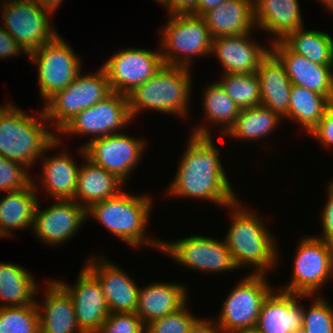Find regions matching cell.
<instances>
[{"instance_id":"cell-1","label":"cell","mask_w":333,"mask_h":333,"mask_svg":"<svg viewBox=\"0 0 333 333\" xmlns=\"http://www.w3.org/2000/svg\"><path fill=\"white\" fill-rule=\"evenodd\" d=\"M207 127L210 126L199 124L190 132L187 148L179 159L177 172L167 191L172 197L205 199L226 208L238 197L229 183L221 164L220 151Z\"/></svg>"},{"instance_id":"cell-2","label":"cell","mask_w":333,"mask_h":333,"mask_svg":"<svg viewBox=\"0 0 333 333\" xmlns=\"http://www.w3.org/2000/svg\"><path fill=\"white\" fill-rule=\"evenodd\" d=\"M226 208L231 209L232 216L224 240L235 265L238 269L255 267L251 273L268 275L267 271L277 265L279 250L263 218L242 206L238 199Z\"/></svg>"},{"instance_id":"cell-3","label":"cell","mask_w":333,"mask_h":333,"mask_svg":"<svg viewBox=\"0 0 333 333\" xmlns=\"http://www.w3.org/2000/svg\"><path fill=\"white\" fill-rule=\"evenodd\" d=\"M6 103L0 106V155L30 169L57 134L46 128L50 124L43 109L31 116L10 101Z\"/></svg>"},{"instance_id":"cell-4","label":"cell","mask_w":333,"mask_h":333,"mask_svg":"<svg viewBox=\"0 0 333 333\" xmlns=\"http://www.w3.org/2000/svg\"><path fill=\"white\" fill-rule=\"evenodd\" d=\"M152 206L150 195H132L122 189L118 195L91 205L86 216L96 219L128 246L139 248L145 244L159 250L161 241L153 240L145 232Z\"/></svg>"},{"instance_id":"cell-5","label":"cell","mask_w":333,"mask_h":333,"mask_svg":"<svg viewBox=\"0 0 333 333\" xmlns=\"http://www.w3.org/2000/svg\"><path fill=\"white\" fill-rule=\"evenodd\" d=\"M191 73L190 68L164 64L151 78L134 88L127 95L133 120L145 108L185 118L192 94Z\"/></svg>"},{"instance_id":"cell-6","label":"cell","mask_w":333,"mask_h":333,"mask_svg":"<svg viewBox=\"0 0 333 333\" xmlns=\"http://www.w3.org/2000/svg\"><path fill=\"white\" fill-rule=\"evenodd\" d=\"M161 30L160 50L165 65L190 68L197 56L211 53L212 37L202 16L168 15Z\"/></svg>"},{"instance_id":"cell-7","label":"cell","mask_w":333,"mask_h":333,"mask_svg":"<svg viewBox=\"0 0 333 333\" xmlns=\"http://www.w3.org/2000/svg\"><path fill=\"white\" fill-rule=\"evenodd\" d=\"M81 74L43 103L46 120L56 127L57 134L79 112L94 106L112 92L103 67L95 73Z\"/></svg>"},{"instance_id":"cell-8","label":"cell","mask_w":333,"mask_h":333,"mask_svg":"<svg viewBox=\"0 0 333 333\" xmlns=\"http://www.w3.org/2000/svg\"><path fill=\"white\" fill-rule=\"evenodd\" d=\"M266 274L251 273L241 279L214 320L225 333L254 331L262 304L273 291Z\"/></svg>"},{"instance_id":"cell-9","label":"cell","mask_w":333,"mask_h":333,"mask_svg":"<svg viewBox=\"0 0 333 333\" xmlns=\"http://www.w3.org/2000/svg\"><path fill=\"white\" fill-rule=\"evenodd\" d=\"M293 263L290 282L279 289L299 295H317L333 278V243L314 235L301 237Z\"/></svg>"},{"instance_id":"cell-10","label":"cell","mask_w":333,"mask_h":333,"mask_svg":"<svg viewBox=\"0 0 333 333\" xmlns=\"http://www.w3.org/2000/svg\"><path fill=\"white\" fill-rule=\"evenodd\" d=\"M27 56L37 66L39 92L44 103L69 86L82 71L81 59L61 35Z\"/></svg>"},{"instance_id":"cell-11","label":"cell","mask_w":333,"mask_h":333,"mask_svg":"<svg viewBox=\"0 0 333 333\" xmlns=\"http://www.w3.org/2000/svg\"><path fill=\"white\" fill-rule=\"evenodd\" d=\"M1 26L17 41L28 54L54 40L58 33L51 26L53 14L43 9L34 0H17L2 6ZM51 15V16H50Z\"/></svg>"},{"instance_id":"cell-12","label":"cell","mask_w":333,"mask_h":333,"mask_svg":"<svg viewBox=\"0 0 333 333\" xmlns=\"http://www.w3.org/2000/svg\"><path fill=\"white\" fill-rule=\"evenodd\" d=\"M160 251L194 271L218 274L238 269L224 239L197 234L171 242L162 240Z\"/></svg>"},{"instance_id":"cell-13","label":"cell","mask_w":333,"mask_h":333,"mask_svg":"<svg viewBox=\"0 0 333 333\" xmlns=\"http://www.w3.org/2000/svg\"><path fill=\"white\" fill-rule=\"evenodd\" d=\"M128 97L111 92L94 106L86 108L71 119L58 133L62 135L93 136L90 140L105 137L132 124Z\"/></svg>"},{"instance_id":"cell-14","label":"cell","mask_w":333,"mask_h":333,"mask_svg":"<svg viewBox=\"0 0 333 333\" xmlns=\"http://www.w3.org/2000/svg\"><path fill=\"white\" fill-rule=\"evenodd\" d=\"M164 65L160 50L124 48L110 56L102 67L112 92L128 95Z\"/></svg>"},{"instance_id":"cell-15","label":"cell","mask_w":333,"mask_h":333,"mask_svg":"<svg viewBox=\"0 0 333 333\" xmlns=\"http://www.w3.org/2000/svg\"><path fill=\"white\" fill-rule=\"evenodd\" d=\"M145 145V140L120 132L90 140L82 147L86 158L126 183L129 174L140 163Z\"/></svg>"},{"instance_id":"cell-16","label":"cell","mask_w":333,"mask_h":333,"mask_svg":"<svg viewBox=\"0 0 333 333\" xmlns=\"http://www.w3.org/2000/svg\"><path fill=\"white\" fill-rule=\"evenodd\" d=\"M85 221L86 209L75 200H56L44 210L38 201L32 232L46 245L59 246L72 239Z\"/></svg>"},{"instance_id":"cell-17","label":"cell","mask_w":333,"mask_h":333,"mask_svg":"<svg viewBox=\"0 0 333 333\" xmlns=\"http://www.w3.org/2000/svg\"><path fill=\"white\" fill-rule=\"evenodd\" d=\"M72 298L78 327L83 333H97L110 313L98 280L85 268L75 285L55 280Z\"/></svg>"},{"instance_id":"cell-18","label":"cell","mask_w":333,"mask_h":333,"mask_svg":"<svg viewBox=\"0 0 333 333\" xmlns=\"http://www.w3.org/2000/svg\"><path fill=\"white\" fill-rule=\"evenodd\" d=\"M87 261L84 267L101 285L110 313H136L140 287L135 280L105 257Z\"/></svg>"},{"instance_id":"cell-19","label":"cell","mask_w":333,"mask_h":333,"mask_svg":"<svg viewBox=\"0 0 333 333\" xmlns=\"http://www.w3.org/2000/svg\"><path fill=\"white\" fill-rule=\"evenodd\" d=\"M251 34L220 36L212 39L211 53L219 60L224 71L222 74L256 73L262 59L271 48L254 41ZM252 39V40H251Z\"/></svg>"},{"instance_id":"cell-20","label":"cell","mask_w":333,"mask_h":333,"mask_svg":"<svg viewBox=\"0 0 333 333\" xmlns=\"http://www.w3.org/2000/svg\"><path fill=\"white\" fill-rule=\"evenodd\" d=\"M276 291L274 289L262 304L256 333H292L302 326L304 305L299 301L311 295Z\"/></svg>"},{"instance_id":"cell-21","label":"cell","mask_w":333,"mask_h":333,"mask_svg":"<svg viewBox=\"0 0 333 333\" xmlns=\"http://www.w3.org/2000/svg\"><path fill=\"white\" fill-rule=\"evenodd\" d=\"M283 62L292 84L326 96L333 103V65H319L292 52L282 41L269 45Z\"/></svg>"},{"instance_id":"cell-22","label":"cell","mask_w":333,"mask_h":333,"mask_svg":"<svg viewBox=\"0 0 333 333\" xmlns=\"http://www.w3.org/2000/svg\"><path fill=\"white\" fill-rule=\"evenodd\" d=\"M59 136V137H58ZM61 135L45 149L42 157V175L38 178L44 187V192L55 198L54 200H73L77 188L80 166L73 160L66 150H61L54 156L47 157L45 152L62 145ZM61 143V144H60Z\"/></svg>"},{"instance_id":"cell-23","label":"cell","mask_w":333,"mask_h":333,"mask_svg":"<svg viewBox=\"0 0 333 333\" xmlns=\"http://www.w3.org/2000/svg\"><path fill=\"white\" fill-rule=\"evenodd\" d=\"M300 11L298 0H254L255 25L273 35L270 44L304 26Z\"/></svg>"},{"instance_id":"cell-24","label":"cell","mask_w":333,"mask_h":333,"mask_svg":"<svg viewBox=\"0 0 333 333\" xmlns=\"http://www.w3.org/2000/svg\"><path fill=\"white\" fill-rule=\"evenodd\" d=\"M46 282L43 303L36 301L40 333H83L78 327L72 298L55 280Z\"/></svg>"},{"instance_id":"cell-25","label":"cell","mask_w":333,"mask_h":333,"mask_svg":"<svg viewBox=\"0 0 333 333\" xmlns=\"http://www.w3.org/2000/svg\"><path fill=\"white\" fill-rule=\"evenodd\" d=\"M139 288L136 314L146 326L178 311L187 303V288L180 283L156 282Z\"/></svg>"},{"instance_id":"cell-26","label":"cell","mask_w":333,"mask_h":333,"mask_svg":"<svg viewBox=\"0 0 333 333\" xmlns=\"http://www.w3.org/2000/svg\"><path fill=\"white\" fill-rule=\"evenodd\" d=\"M260 80L261 105L283 119L288 114L292 83L280 58L272 51L262 59L256 71Z\"/></svg>"},{"instance_id":"cell-27","label":"cell","mask_w":333,"mask_h":333,"mask_svg":"<svg viewBox=\"0 0 333 333\" xmlns=\"http://www.w3.org/2000/svg\"><path fill=\"white\" fill-rule=\"evenodd\" d=\"M80 153L86 161L81 163L73 200L88 209L95 203L118 195L125 183L86 158L83 147H80Z\"/></svg>"},{"instance_id":"cell-28","label":"cell","mask_w":333,"mask_h":333,"mask_svg":"<svg viewBox=\"0 0 333 333\" xmlns=\"http://www.w3.org/2000/svg\"><path fill=\"white\" fill-rule=\"evenodd\" d=\"M202 17L212 39L251 33L256 27L254 0H226Z\"/></svg>"},{"instance_id":"cell-29","label":"cell","mask_w":333,"mask_h":333,"mask_svg":"<svg viewBox=\"0 0 333 333\" xmlns=\"http://www.w3.org/2000/svg\"><path fill=\"white\" fill-rule=\"evenodd\" d=\"M33 182L22 190L6 192L0 200V237H13L12 231L32 229L40 185Z\"/></svg>"},{"instance_id":"cell-30","label":"cell","mask_w":333,"mask_h":333,"mask_svg":"<svg viewBox=\"0 0 333 333\" xmlns=\"http://www.w3.org/2000/svg\"><path fill=\"white\" fill-rule=\"evenodd\" d=\"M37 290L38 283L30 271L18 264L0 262V307L32 305Z\"/></svg>"},{"instance_id":"cell-31","label":"cell","mask_w":333,"mask_h":333,"mask_svg":"<svg viewBox=\"0 0 333 333\" xmlns=\"http://www.w3.org/2000/svg\"><path fill=\"white\" fill-rule=\"evenodd\" d=\"M332 104L326 96L293 84L288 114L284 118L299 123L310 134Z\"/></svg>"},{"instance_id":"cell-32","label":"cell","mask_w":333,"mask_h":333,"mask_svg":"<svg viewBox=\"0 0 333 333\" xmlns=\"http://www.w3.org/2000/svg\"><path fill=\"white\" fill-rule=\"evenodd\" d=\"M281 118L279 114L263 105L243 108L224 136L257 141L274 133L273 131H276Z\"/></svg>"},{"instance_id":"cell-33","label":"cell","mask_w":333,"mask_h":333,"mask_svg":"<svg viewBox=\"0 0 333 333\" xmlns=\"http://www.w3.org/2000/svg\"><path fill=\"white\" fill-rule=\"evenodd\" d=\"M282 42L294 53L319 65H333V38L319 30L304 26L289 34Z\"/></svg>"},{"instance_id":"cell-34","label":"cell","mask_w":333,"mask_h":333,"mask_svg":"<svg viewBox=\"0 0 333 333\" xmlns=\"http://www.w3.org/2000/svg\"><path fill=\"white\" fill-rule=\"evenodd\" d=\"M203 110L206 116V121H210L213 125H222L220 134L223 135L234 124L235 119L240 113V108L228 96L221 84L216 81L208 86L203 91Z\"/></svg>"},{"instance_id":"cell-35","label":"cell","mask_w":333,"mask_h":333,"mask_svg":"<svg viewBox=\"0 0 333 333\" xmlns=\"http://www.w3.org/2000/svg\"><path fill=\"white\" fill-rule=\"evenodd\" d=\"M218 82L240 109L261 105L260 80L257 73H226Z\"/></svg>"},{"instance_id":"cell-36","label":"cell","mask_w":333,"mask_h":333,"mask_svg":"<svg viewBox=\"0 0 333 333\" xmlns=\"http://www.w3.org/2000/svg\"><path fill=\"white\" fill-rule=\"evenodd\" d=\"M0 333H40L36 303L23 307H0Z\"/></svg>"},{"instance_id":"cell-37","label":"cell","mask_w":333,"mask_h":333,"mask_svg":"<svg viewBox=\"0 0 333 333\" xmlns=\"http://www.w3.org/2000/svg\"><path fill=\"white\" fill-rule=\"evenodd\" d=\"M311 297L316 298L312 300L308 310L303 308L302 327L307 333H333V306L319 295Z\"/></svg>"},{"instance_id":"cell-38","label":"cell","mask_w":333,"mask_h":333,"mask_svg":"<svg viewBox=\"0 0 333 333\" xmlns=\"http://www.w3.org/2000/svg\"><path fill=\"white\" fill-rule=\"evenodd\" d=\"M188 310V304L186 303L178 311L167 314L146 325L145 333H187L192 324L198 319Z\"/></svg>"},{"instance_id":"cell-39","label":"cell","mask_w":333,"mask_h":333,"mask_svg":"<svg viewBox=\"0 0 333 333\" xmlns=\"http://www.w3.org/2000/svg\"><path fill=\"white\" fill-rule=\"evenodd\" d=\"M27 167L0 155V192H11L27 188L33 179Z\"/></svg>"},{"instance_id":"cell-40","label":"cell","mask_w":333,"mask_h":333,"mask_svg":"<svg viewBox=\"0 0 333 333\" xmlns=\"http://www.w3.org/2000/svg\"><path fill=\"white\" fill-rule=\"evenodd\" d=\"M145 330L136 313H109L97 333H145Z\"/></svg>"},{"instance_id":"cell-41","label":"cell","mask_w":333,"mask_h":333,"mask_svg":"<svg viewBox=\"0 0 333 333\" xmlns=\"http://www.w3.org/2000/svg\"><path fill=\"white\" fill-rule=\"evenodd\" d=\"M309 135H312L316 140L318 139L324 148H333V104Z\"/></svg>"},{"instance_id":"cell-42","label":"cell","mask_w":333,"mask_h":333,"mask_svg":"<svg viewBox=\"0 0 333 333\" xmlns=\"http://www.w3.org/2000/svg\"><path fill=\"white\" fill-rule=\"evenodd\" d=\"M327 200L326 204L321 211V226L322 234L316 237L323 239L327 242L333 243V180L327 185Z\"/></svg>"},{"instance_id":"cell-43","label":"cell","mask_w":333,"mask_h":333,"mask_svg":"<svg viewBox=\"0 0 333 333\" xmlns=\"http://www.w3.org/2000/svg\"><path fill=\"white\" fill-rule=\"evenodd\" d=\"M157 3L165 5L169 15L198 16V0H156Z\"/></svg>"},{"instance_id":"cell-44","label":"cell","mask_w":333,"mask_h":333,"mask_svg":"<svg viewBox=\"0 0 333 333\" xmlns=\"http://www.w3.org/2000/svg\"><path fill=\"white\" fill-rule=\"evenodd\" d=\"M21 53L27 54L17 41L0 25V58L17 57Z\"/></svg>"},{"instance_id":"cell-45","label":"cell","mask_w":333,"mask_h":333,"mask_svg":"<svg viewBox=\"0 0 333 333\" xmlns=\"http://www.w3.org/2000/svg\"><path fill=\"white\" fill-rule=\"evenodd\" d=\"M187 333H225L217 324V322L212 318L201 319L198 318L192 326L189 328Z\"/></svg>"},{"instance_id":"cell-46","label":"cell","mask_w":333,"mask_h":333,"mask_svg":"<svg viewBox=\"0 0 333 333\" xmlns=\"http://www.w3.org/2000/svg\"><path fill=\"white\" fill-rule=\"evenodd\" d=\"M226 0H198V16H203L207 11L216 8Z\"/></svg>"},{"instance_id":"cell-47","label":"cell","mask_w":333,"mask_h":333,"mask_svg":"<svg viewBox=\"0 0 333 333\" xmlns=\"http://www.w3.org/2000/svg\"><path fill=\"white\" fill-rule=\"evenodd\" d=\"M36 1L43 9L52 13H55L56 9L60 7V4L63 0H34Z\"/></svg>"},{"instance_id":"cell-48","label":"cell","mask_w":333,"mask_h":333,"mask_svg":"<svg viewBox=\"0 0 333 333\" xmlns=\"http://www.w3.org/2000/svg\"><path fill=\"white\" fill-rule=\"evenodd\" d=\"M321 1L331 13H333V0H319Z\"/></svg>"},{"instance_id":"cell-49","label":"cell","mask_w":333,"mask_h":333,"mask_svg":"<svg viewBox=\"0 0 333 333\" xmlns=\"http://www.w3.org/2000/svg\"><path fill=\"white\" fill-rule=\"evenodd\" d=\"M1 2L3 1L2 4H0L1 6H5V5H8V4H11V3H14L15 1L17 0H0Z\"/></svg>"},{"instance_id":"cell-50","label":"cell","mask_w":333,"mask_h":333,"mask_svg":"<svg viewBox=\"0 0 333 333\" xmlns=\"http://www.w3.org/2000/svg\"><path fill=\"white\" fill-rule=\"evenodd\" d=\"M292 333H307L306 330L301 326L300 328L296 329Z\"/></svg>"},{"instance_id":"cell-51","label":"cell","mask_w":333,"mask_h":333,"mask_svg":"<svg viewBox=\"0 0 333 333\" xmlns=\"http://www.w3.org/2000/svg\"><path fill=\"white\" fill-rule=\"evenodd\" d=\"M238 333H256L255 331H246V332H238Z\"/></svg>"}]
</instances>
